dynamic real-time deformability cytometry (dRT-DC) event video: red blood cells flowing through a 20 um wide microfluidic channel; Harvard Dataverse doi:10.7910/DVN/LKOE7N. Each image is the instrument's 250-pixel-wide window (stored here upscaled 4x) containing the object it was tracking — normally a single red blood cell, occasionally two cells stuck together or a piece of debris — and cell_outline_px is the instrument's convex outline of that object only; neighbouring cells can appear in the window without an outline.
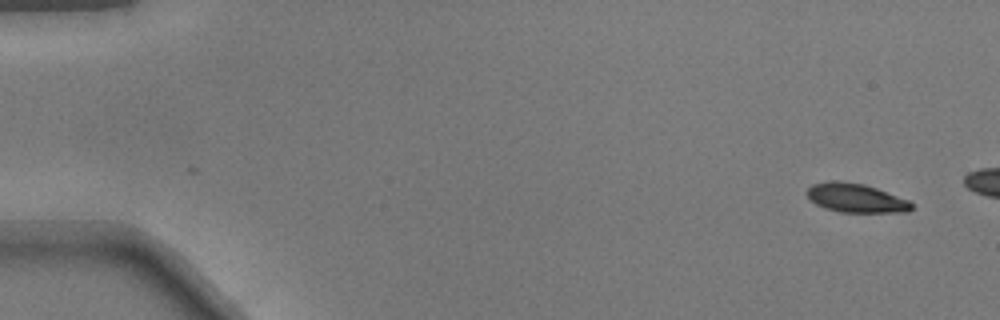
{"species": "common noctule bat (a hibernating species)", "species_latin": "Nyctalus noctula", "temperature_condition": "warm", "stored_images_in_passage": 44, "camera_frame_rate_fps": 3000, "um_per_image_px": 0.085, "animal": {"sex": "male", "body_mass_g": 17.9}, "frame": {"image": 1, "passage_image": 1, "time_ms": 0.0, "image_size_px": [1000, 320], "cell_outline_px": [[912, 208], [908, 212], [840, 212], [824, 208], [816, 204], [804, 192], [812, 184], [832, 180], [836, 180], [864, 184], [876, 188], [908, 200], [912, 204]], "centroid_in_image_um": [72.71, 16.82], "position_along_channel_um": 12.3, "area_um2": 17.57}}
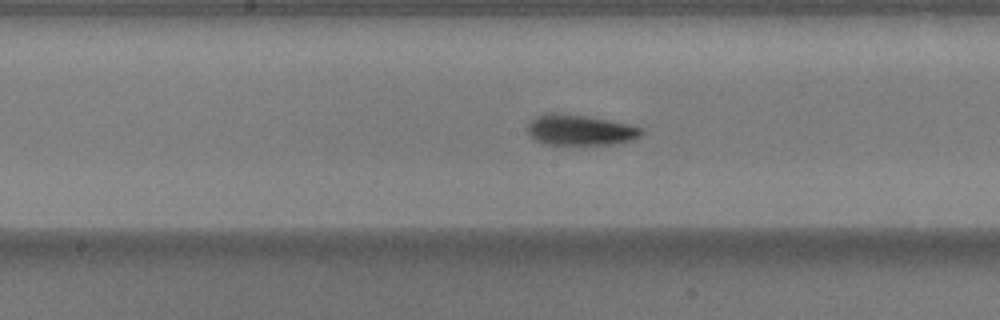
{"frame": {"image": 2, "passage_image": 25, "time_ms": 8.0, "image_size_px": [1000, 320], "cell_outline_px": [[644, 132], [640, 136], [632, 140], [616, 144], [544, 144], [528, 136], [528, 124], [536, 116], [548, 112], [556, 112], [584, 116], [608, 120], [628, 124], [640, 128]], "centroid_in_image_um": [49.27, 11.05], "position_along_channel_um": 198.9, "area_um2": 20.23}}
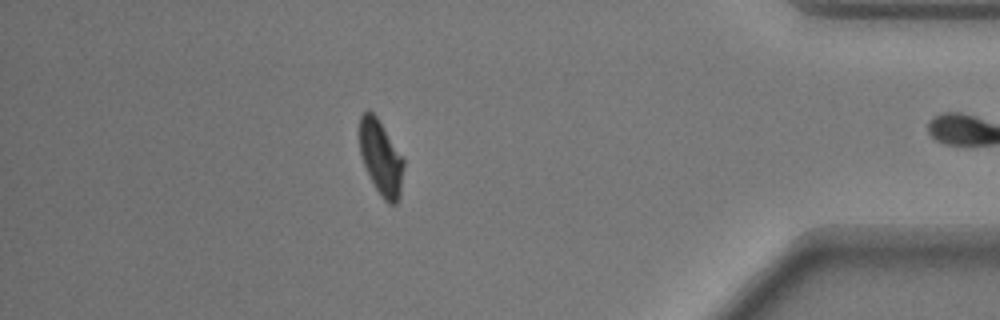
{"frame": {"image": 3, "passage_image": 43, "time_ms": 14.0, "image_size_px": [1000, 320], "cell_outline_px": [[404, 168], [400, 196], [396, 204], [388, 204], [384, 200], [376, 188], [364, 164], [360, 152], [360, 116], [368, 108], [376, 116], [404, 160]], "centroid_in_image_um": [32.39, 13.42], "position_along_channel_um": 402.8, "area_um2": 18.84}}